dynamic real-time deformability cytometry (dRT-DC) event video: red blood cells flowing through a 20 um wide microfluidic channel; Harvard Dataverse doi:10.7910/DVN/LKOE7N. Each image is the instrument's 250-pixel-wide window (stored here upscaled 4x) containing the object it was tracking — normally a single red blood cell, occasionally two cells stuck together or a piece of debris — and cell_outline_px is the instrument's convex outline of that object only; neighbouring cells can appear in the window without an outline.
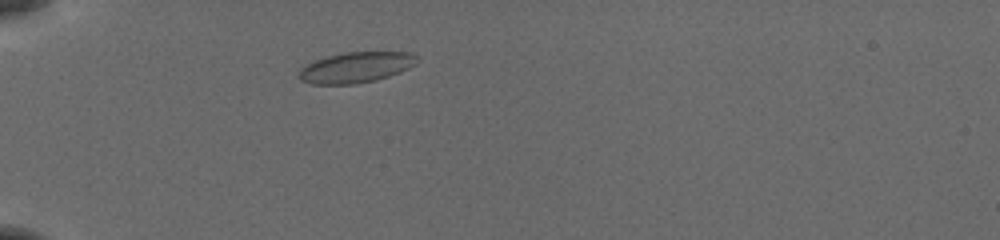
{"species": "common noctule bat (a hibernating species)", "species_latin": "Nyctalus noctula", "temperature_condition": "cold", "stored_images_in_passage": 41, "camera_frame_rate_fps": 3000, "um_per_image_px": 0.085, "animal": {"sex": "female", "body_mass_g": 19.5, "forearm_length_mm": 54.1}, "frame": {"image": 1, "passage_image": 4, "time_ms": 1.0, "image_size_px": [1000, 240], "cell_outline_px": [[420, 60], [416, 64], [400, 72], [376, 80], [356, 84], [312, 84], [300, 80], [296, 76], [300, 68], [316, 60], [328, 56], [348, 52], [412, 52], [420, 56]], "centroid_in_image_um": [30.29, 5.73], "position_along_channel_um": 54.7, "area_um2": 21.27}}
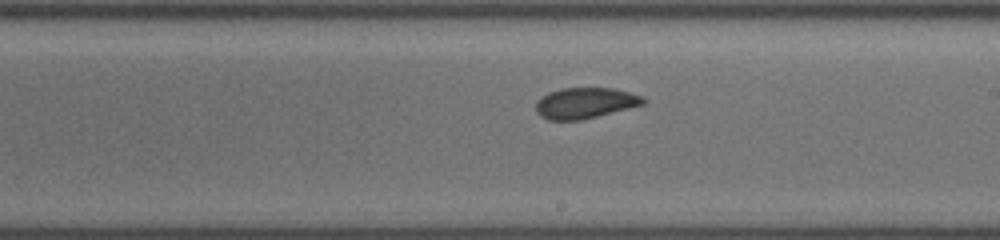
{"frame": {"image": 2, "passage_image": 20, "time_ms": 6.333, "image_size_px": [1000, 240], "cell_outline_px": [[648, 100], [644, 104], [580, 120], [548, 120], [540, 116], [536, 112], [536, 100], [540, 96], [548, 92], [560, 88], [616, 88], [644, 96]], "centroid_in_image_um": [49.72, 8.74], "position_along_channel_um": 239.3, "area_um2": 19.48}}
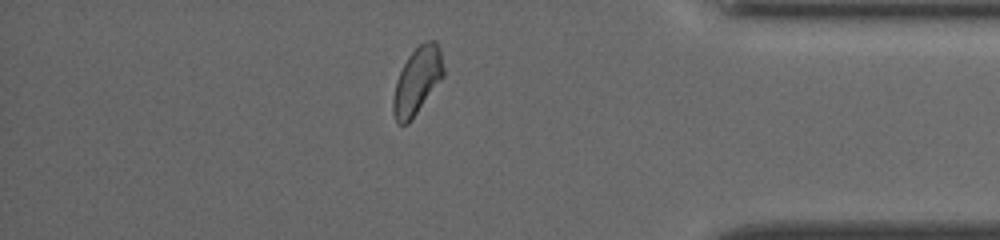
{"frame": {"image": 3, "passage_image": 34, "time_ms": 11.0, "image_size_px": [1000, 240], "cell_outline_px": [[444, 76], [408, 124], [396, 124], [392, 112], [392, 100], [396, 80], [408, 56], [420, 44], [428, 40], [436, 40], [440, 52], [444, 68]], "centroid_in_image_um": [35.44, 6.89], "position_along_channel_um": 399.8, "area_um2": 19.54}, "authors_computed_cell_mechanics": {"area_um2": 19.652, "velocity_mm_per_s": 3.87, "shape_relaxation_time_tau1_ms": 5.8643, "shape_relaxation_time_tau2_ms": 1.9332, "deformation_change_tau1": 0.0978, "deformation_change_tau2": 0.06}}